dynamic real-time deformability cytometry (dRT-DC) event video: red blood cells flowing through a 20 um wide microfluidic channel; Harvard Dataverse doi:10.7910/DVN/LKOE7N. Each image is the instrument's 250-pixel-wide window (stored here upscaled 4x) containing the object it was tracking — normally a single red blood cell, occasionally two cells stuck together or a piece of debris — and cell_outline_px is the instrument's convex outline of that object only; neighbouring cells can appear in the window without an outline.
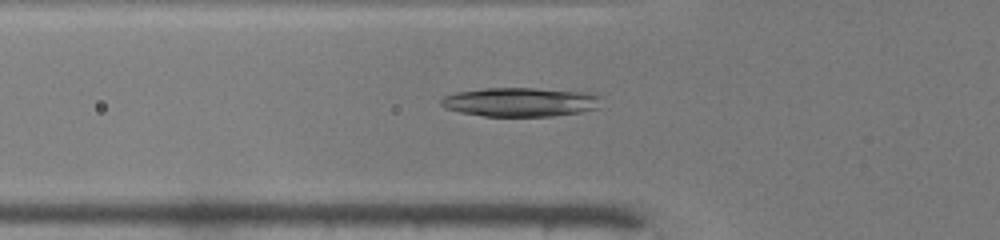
{"species": "common noctule bat (a hibernating species)", "species_latin": "Nyctalus noctula", "temperature_condition": "warm", "stored_images_in_passage": 39, "camera_frame_rate_fps": 3000, "um_per_image_px": 0.085, "animal": {"sex": "male", "body_mass_g": 19.0, "forearm_length_mm": 50.8}, "frame": {"image": 1, "passage_image": 8, "time_ms": 2.333, "image_size_px": [1000, 240], "cell_outline_px": [[604, 96], [596, 108], [580, 112], [552, 116], [484, 116], [460, 112], [448, 108], [440, 104], [440, 100], [444, 96], [456, 92], [484, 88], [536, 88], [592, 92]], "centroid_in_image_um": [44.28, 8.66], "position_along_channel_um": 81.5, "area_um2": 27.28}}
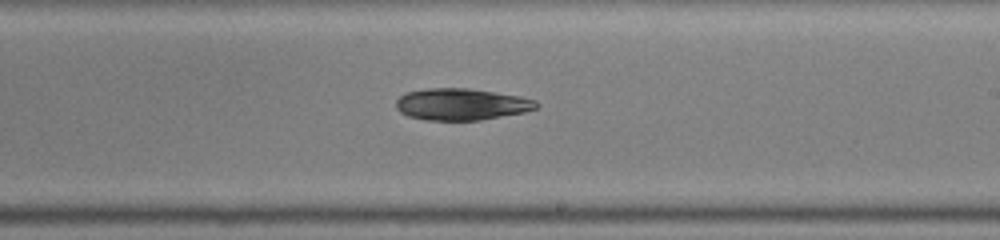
{"frame": {"image": 2, "passage_image": 20, "time_ms": 6.333, "image_size_px": [1000, 240], "cell_outline_px": [[540, 104], [536, 108], [524, 112], [480, 120], [428, 120], [408, 116], [400, 112], [396, 108], [396, 100], [404, 92], [428, 88], [468, 88], [520, 96], [536, 100]], "centroid_in_image_um": [39.2, 8.86], "position_along_channel_um": 249.8, "area_um2": 25.95}}
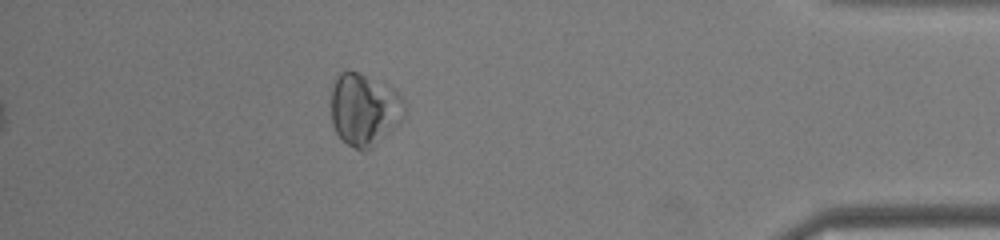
{"frame": {"image": 3, "passage_image": 34, "time_ms": 11.0, "image_size_px": [1000, 240], "cell_outline_px": [[404, 116], [392, 128], [364, 152], [348, 144], [336, 132], [332, 124], [332, 84], [336, 76], [340, 72], [360, 72], [392, 88], [404, 100]], "centroid_in_image_um": [30.93, 9.27], "position_along_channel_um": 404.3, "area_um2": 30.17}, "authors_computed_cell_mechanics": {"area_um2": 26.5302, "velocity_mm_per_s": 4.2047, "shape_relaxation_time_tau1_ms": 3.617, "shape_relaxation_time_tau2_ms": null, "deformation_change_tau1": 0.1002, "deformation_change_tau2": null}}